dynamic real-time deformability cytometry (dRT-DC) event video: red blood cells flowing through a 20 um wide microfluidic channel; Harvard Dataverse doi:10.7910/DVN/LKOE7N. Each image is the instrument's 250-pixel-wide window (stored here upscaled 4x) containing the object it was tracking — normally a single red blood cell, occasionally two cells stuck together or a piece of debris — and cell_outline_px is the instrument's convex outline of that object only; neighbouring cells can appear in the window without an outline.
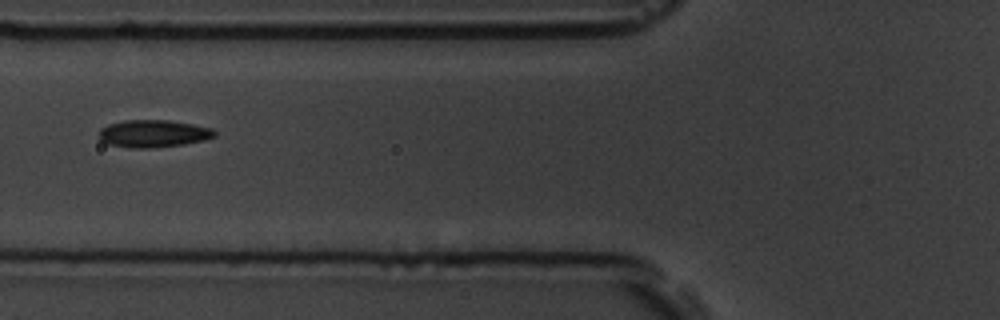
{"species": "common noctule bat (a hibernating species)", "species_latin": "Nyctalus noctula", "temperature_condition": "room temperature", "stored_images_in_passage": 4, "camera_frame_rate_fps": 3000, "um_per_image_px": 0.085, "animal": {"sex": "male", "body_mass_g": 19.5, "forearm_length_mm": 54.6}, "frame": {"image": 1, "passage_image": 2, "time_ms": 0.333, "image_size_px": [1000, 320], "cell_outline_px": [[216, 136], [204, 140], [184, 144], [148, 148], [132, 148], [108, 144], [100, 140], [100, 128], [108, 124], [124, 120], [168, 120], [192, 124], [212, 128], [216, 132]], "centroid_in_image_um": [13.03, 11.35], "position_along_channel_um": 112.8, "area_um2": 18.44}}
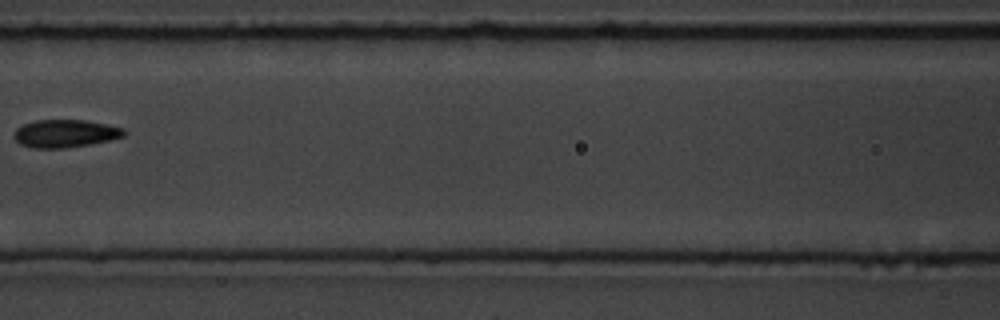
{"frame": {"image": 2, "passage_image": 3, "time_ms": 0.667, "image_size_px": [1000, 320], "cell_outline_px": [[128, 132], [124, 136], [108, 140], [88, 144], [64, 148], [32, 148], [20, 144], [12, 136], [16, 128], [24, 124], [36, 120], [84, 120], [124, 128]], "centroid_in_image_um": [5.51, 11.35], "position_along_channel_um": 161.1, "area_um2": 17.74}}
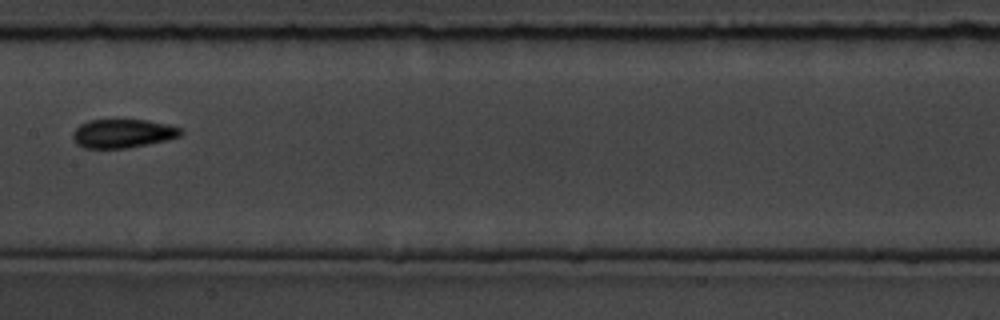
{"frame": {"image": 3, "passage_image": 4, "time_ms": 1.0, "image_size_px": [1000, 320], "cell_outline_px": [[184, 132], [180, 136], [168, 140], [128, 148], [84, 148], [76, 144], [72, 140], [72, 132], [80, 124], [88, 120], [148, 120], [168, 124], [180, 128]], "centroid_in_image_um": [10.42, 11.35], "position_along_channel_um": 197.0, "area_um2": 18.26}}